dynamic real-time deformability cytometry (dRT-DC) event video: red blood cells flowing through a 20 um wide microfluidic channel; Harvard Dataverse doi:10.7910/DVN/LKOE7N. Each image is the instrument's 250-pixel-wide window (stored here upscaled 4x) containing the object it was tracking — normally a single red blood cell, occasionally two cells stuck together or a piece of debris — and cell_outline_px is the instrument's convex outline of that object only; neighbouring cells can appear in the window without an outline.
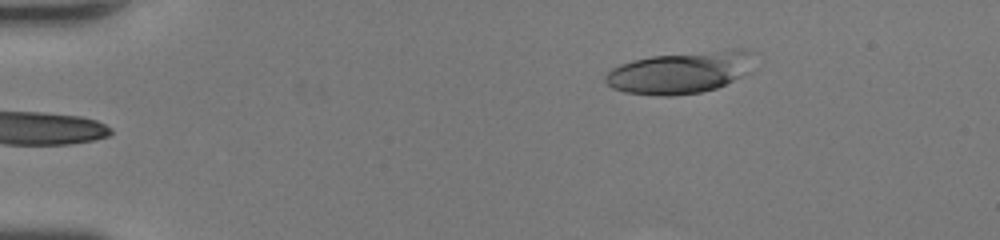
{"species": "human", "species_latin": "Homo sapiens", "temperature_condition": "room temperature", "stored_images_in_passage": 40, "camera_frame_rate_fps": 3000, "um_per_image_px": 0.085, "donor": {"sex": "female"}, "frame": {"image": 1, "passage_image": 1, "time_ms": 0.0, "image_size_px": [1000, 240], "cell_outline_px": [[752, 52], [740, 76], [716, 88], [700, 92], [672, 96], [656, 96], [624, 92], [612, 88], [604, 80], [604, 76], [612, 68], [620, 64], [632, 60], [652, 56], [732, 48], [748, 48]], "centroid_in_image_um": [57.7, 6.15], "position_along_channel_um": 27.3, "area_um2": 35.89}}
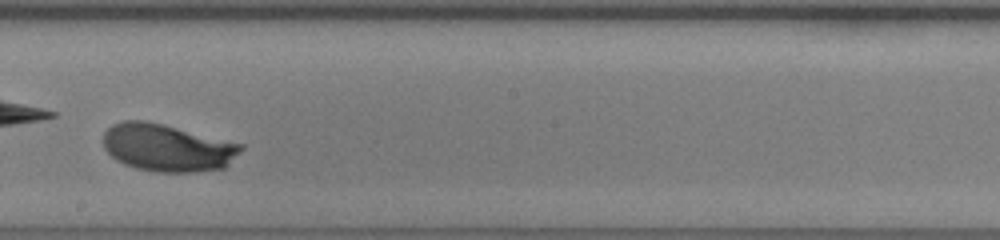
{"frame": {"image": 2, "passage_image": 22, "time_ms": 7.0, "image_size_px": [1000, 240], "cell_outline_px": [[244, 148], [224, 168], [196, 172], [160, 172], [136, 168], [124, 164], [116, 160], [104, 148], [104, 132], [112, 124], [124, 120], [144, 120], [244, 144]], "centroid_in_image_um": [14.22, 12.56], "position_along_channel_um": 234.0, "area_um2": 37.86}}
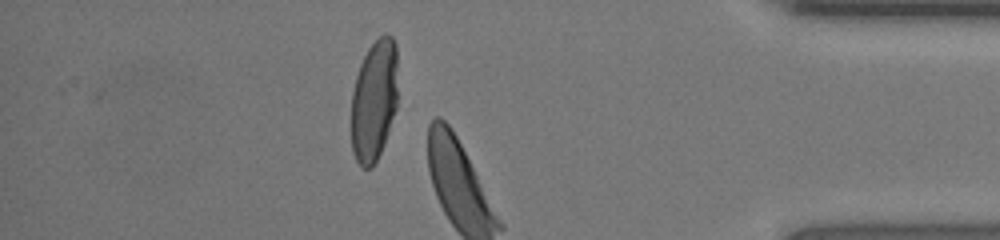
{"frame": {"image": 3, "passage_image": 35, "time_ms": 11.333, "image_size_px": [1000, 240], "cell_outline_px": [[396, 108], [388, 132], [380, 152], [372, 168], [360, 168], [352, 152], [352, 92], [356, 76], [360, 64], [368, 48], [380, 36], [392, 36], [396, 44]], "centroid_in_image_um": [31.78, 8.56], "position_along_channel_um": 403.4, "area_um2": 32.6}, "authors_computed_cell_mechanics": {"area_um2": 36.5007, "velocity_mm_per_s": 4.2707, "shape_relaxation_time_tau1_ms": 2.5588, "shape_relaxation_time_tau2_ms": null, "deformation_change_tau1": 0.1685, "deformation_change_tau2": null}}